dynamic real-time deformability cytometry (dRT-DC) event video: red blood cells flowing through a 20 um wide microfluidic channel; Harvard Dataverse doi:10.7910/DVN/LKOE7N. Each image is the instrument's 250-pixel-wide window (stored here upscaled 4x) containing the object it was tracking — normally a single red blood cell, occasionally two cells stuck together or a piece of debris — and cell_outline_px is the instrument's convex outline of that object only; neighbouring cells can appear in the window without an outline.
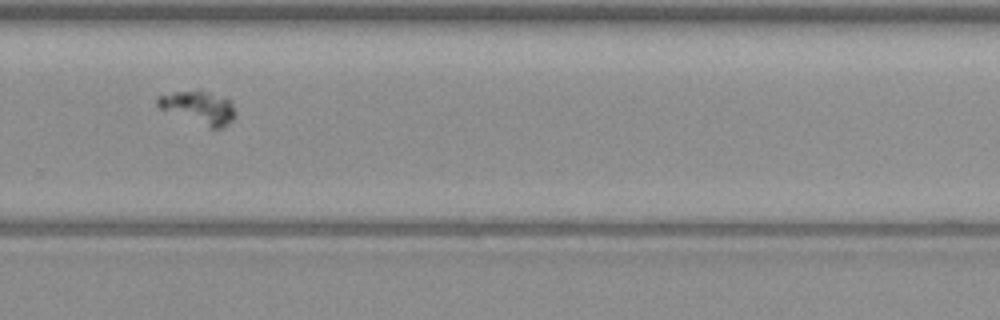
{"species": "common noctule bat (a hibernating species)", "species_latin": "Nyctalus noctula", "temperature_condition": "warm", "stored_images_in_passage": 11, "camera_frame_rate_fps": 3000, "um_per_image_px": 0.085, "animal": {"sex": "female", "body_mass_g": 19.3, "forearm_length_mm": 54.1}, "frame": {"image": 1, "passage_image": 7, "time_ms": 7.667, "image_size_px": [1000, 320], "cell_outline_px": [[236, 116], [228, 124], [220, 128], [208, 128], [160, 108], [156, 104], [156, 96], [176, 92], [208, 92], [228, 96], [236, 112]], "centroid_in_image_um": [16.95, 9.15], "position_along_channel_um": 312.9, "area_um2": 14.85}}
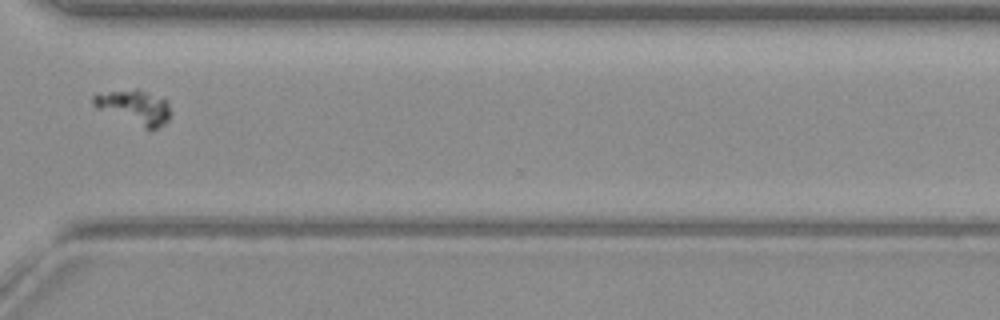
{"frame": {"image": 2, "passage_image": 8, "time_ms": 9.0, "image_size_px": [1000, 320], "cell_outline_px": [[168, 120], [160, 128], [144, 128], [96, 108], [92, 104], [92, 96], [96, 92], [136, 88], [168, 100]], "centroid_in_image_um": [11.37, 9.07], "position_along_channel_um": 359.2, "area_um2": 15.49}}
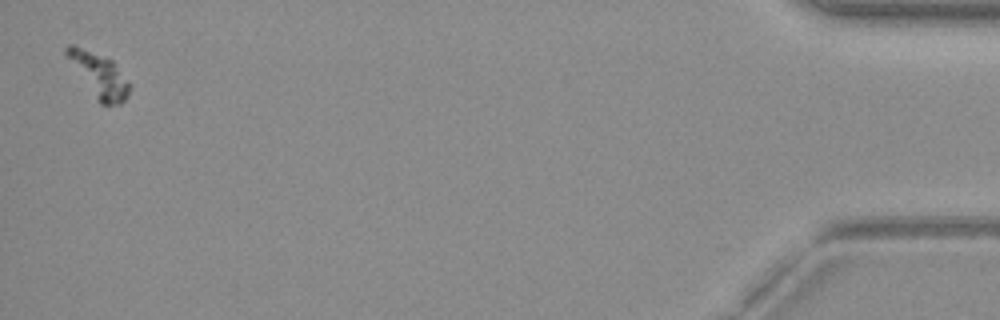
{"frame": {"image": 3, "passage_image": 11, "time_ms": 13.667, "image_size_px": [1000, 320], "cell_outline_px": [[132, 84], [128, 96], [120, 104], [100, 104], [64, 52], [64, 48], [68, 44], [72, 44], [112, 60]], "centroid_in_image_um": [8.48, 6.39], "position_along_channel_um": 426.7, "area_um2": 15.66}}